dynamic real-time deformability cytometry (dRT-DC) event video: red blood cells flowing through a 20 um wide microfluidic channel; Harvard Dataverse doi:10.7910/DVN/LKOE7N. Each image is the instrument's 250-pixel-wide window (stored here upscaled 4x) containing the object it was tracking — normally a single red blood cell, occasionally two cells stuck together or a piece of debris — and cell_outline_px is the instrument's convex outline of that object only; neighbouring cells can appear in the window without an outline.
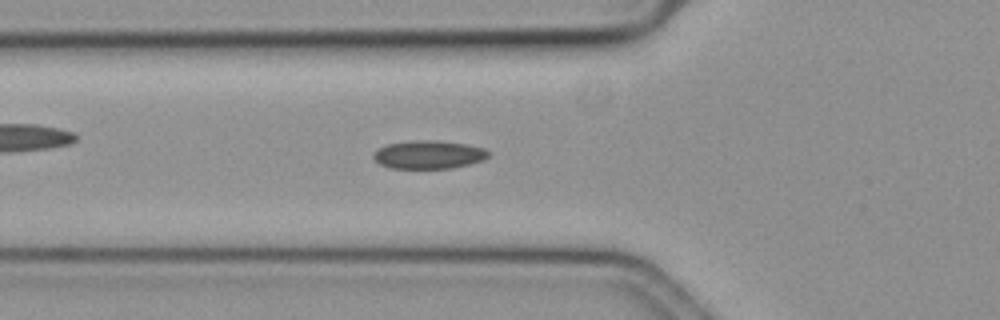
{"species": "common noctule bat (a hibernating species)", "species_latin": "Nyctalus noctula", "temperature_condition": "cold", "stored_images_in_passage": 52, "camera_frame_rate_fps": 3000, "um_per_image_px": 0.085, "animal": {"sex": "female", "body_mass_g": 19.3, "forearm_length_mm": 54.1}, "frame": {"image": 1, "passage_image": 20, "time_ms": 6.333, "image_size_px": [1000, 320], "cell_outline_px": [[492, 152], [484, 160], [452, 168], [388, 168], [380, 164], [372, 156], [380, 148], [388, 144], [416, 140], [436, 140], [464, 144], [484, 148]], "centroid_in_image_um": [36.47, 13.15], "position_along_channel_um": 89.3, "area_um2": 18.79}}
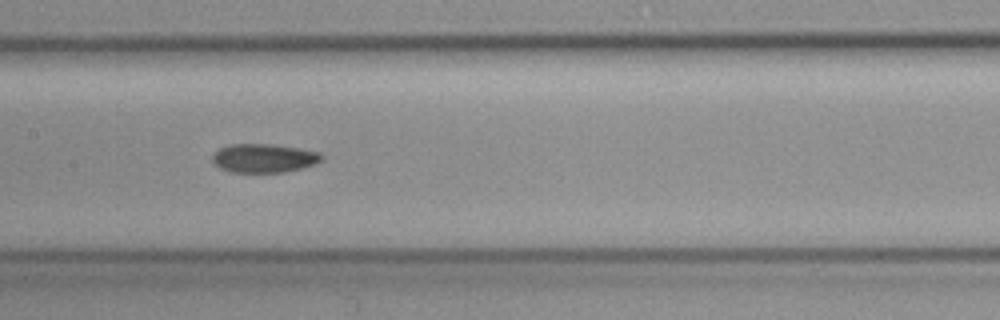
{"frame": {"image": 2, "passage_image": 28, "time_ms": 9.0, "image_size_px": [1000, 320], "cell_outline_px": [[324, 160], [316, 164], [284, 172], [232, 172], [220, 168], [212, 160], [212, 156], [220, 148], [232, 144], [272, 144], [300, 148], [320, 152], [324, 156]], "centroid_in_image_um": [22.49, 13.44], "position_along_channel_um": 184.9, "area_um2": 18.32}}
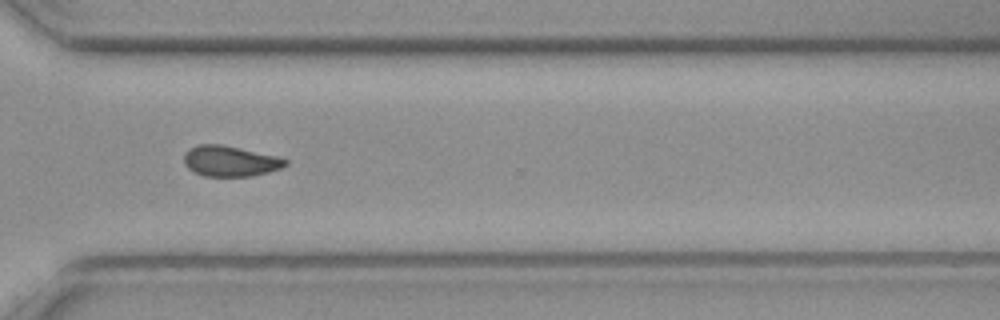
{"frame": {"image": 3, "passage_image": 42, "time_ms": 13.667, "image_size_px": [1000, 320], "cell_outline_px": [[288, 164], [280, 168], [268, 172], [252, 176], [204, 176], [192, 172], [184, 164], [184, 152], [188, 148], [200, 144], [220, 144], [280, 156], [288, 160]], "centroid_in_image_um": [19.55, 13.69], "position_along_channel_um": 351.0, "area_um2": 18.32}}